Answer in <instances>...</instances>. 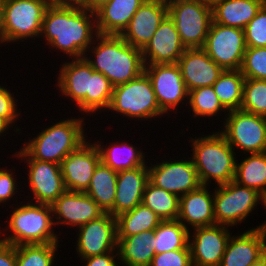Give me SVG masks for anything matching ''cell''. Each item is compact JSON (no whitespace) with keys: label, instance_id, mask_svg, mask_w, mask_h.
I'll list each match as a JSON object with an SVG mask.
<instances>
[{"label":"cell","instance_id":"cell-1","mask_svg":"<svg viewBox=\"0 0 266 266\" xmlns=\"http://www.w3.org/2000/svg\"><path fill=\"white\" fill-rule=\"evenodd\" d=\"M98 35L95 13L86 8L48 6L40 37L46 45L67 57L83 58Z\"/></svg>","mask_w":266,"mask_h":266},{"label":"cell","instance_id":"cell-2","mask_svg":"<svg viewBox=\"0 0 266 266\" xmlns=\"http://www.w3.org/2000/svg\"><path fill=\"white\" fill-rule=\"evenodd\" d=\"M61 65L55 80L59 93L74 101L80 113L93 115L98 111V114L107 112L113 94L110 80L96 72L84 57L74 58Z\"/></svg>","mask_w":266,"mask_h":266},{"label":"cell","instance_id":"cell-3","mask_svg":"<svg viewBox=\"0 0 266 266\" xmlns=\"http://www.w3.org/2000/svg\"><path fill=\"white\" fill-rule=\"evenodd\" d=\"M84 58L96 72L106 76L113 87L137 78L145 68L141 49L133 47L120 35L98 34Z\"/></svg>","mask_w":266,"mask_h":266},{"label":"cell","instance_id":"cell-4","mask_svg":"<svg viewBox=\"0 0 266 266\" xmlns=\"http://www.w3.org/2000/svg\"><path fill=\"white\" fill-rule=\"evenodd\" d=\"M190 139V155L201 185L210 186L214 180L218 186L234 180L236 152L219 131Z\"/></svg>","mask_w":266,"mask_h":266},{"label":"cell","instance_id":"cell-5","mask_svg":"<svg viewBox=\"0 0 266 266\" xmlns=\"http://www.w3.org/2000/svg\"><path fill=\"white\" fill-rule=\"evenodd\" d=\"M27 202L24 201L25 204L15 208L13 206L14 210L12 209L13 212L9 213L5 228L8 232L6 234L2 227L3 233L0 230V240L14 246L59 243V234L56 235L54 231L51 205ZM4 233V237L1 238V234Z\"/></svg>","mask_w":266,"mask_h":266},{"label":"cell","instance_id":"cell-6","mask_svg":"<svg viewBox=\"0 0 266 266\" xmlns=\"http://www.w3.org/2000/svg\"><path fill=\"white\" fill-rule=\"evenodd\" d=\"M84 117H69L47 126L35 137L22 144V148L36 160L60 164L88 138Z\"/></svg>","mask_w":266,"mask_h":266},{"label":"cell","instance_id":"cell-7","mask_svg":"<svg viewBox=\"0 0 266 266\" xmlns=\"http://www.w3.org/2000/svg\"><path fill=\"white\" fill-rule=\"evenodd\" d=\"M108 112L122 115L127 119L146 120L161 118L164 113L158 104L156 94L148 75L143 72L129 82L113 87Z\"/></svg>","mask_w":266,"mask_h":266},{"label":"cell","instance_id":"cell-8","mask_svg":"<svg viewBox=\"0 0 266 266\" xmlns=\"http://www.w3.org/2000/svg\"><path fill=\"white\" fill-rule=\"evenodd\" d=\"M48 6L47 0H4L2 45L39 39Z\"/></svg>","mask_w":266,"mask_h":266},{"label":"cell","instance_id":"cell-9","mask_svg":"<svg viewBox=\"0 0 266 266\" xmlns=\"http://www.w3.org/2000/svg\"><path fill=\"white\" fill-rule=\"evenodd\" d=\"M265 198L256 190L241 186L235 181L218 185L214 189V217L216 224L231 227L245 222Z\"/></svg>","mask_w":266,"mask_h":266},{"label":"cell","instance_id":"cell-10","mask_svg":"<svg viewBox=\"0 0 266 266\" xmlns=\"http://www.w3.org/2000/svg\"><path fill=\"white\" fill-rule=\"evenodd\" d=\"M219 132L234 149L247 154L266 152V117L241 109L226 113Z\"/></svg>","mask_w":266,"mask_h":266},{"label":"cell","instance_id":"cell-11","mask_svg":"<svg viewBox=\"0 0 266 266\" xmlns=\"http://www.w3.org/2000/svg\"><path fill=\"white\" fill-rule=\"evenodd\" d=\"M181 42L186 48H203L212 17V6L199 0H183L168 8Z\"/></svg>","mask_w":266,"mask_h":266},{"label":"cell","instance_id":"cell-12","mask_svg":"<svg viewBox=\"0 0 266 266\" xmlns=\"http://www.w3.org/2000/svg\"><path fill=\"white\" fill-rule=\"evenodd\" d=\"M18 150L12 156L27 163L30 202L52 205L66 191L60 164L33 159L22 147Z\"/></svg>","mask_w":266,"mask_h":266},{"label":"cell","instance_id":"cell-13","mask_svg":"<svg viewBox=\"0 0 266 266\" xmlns=\"http://www.w3.org/2000/svg\"><path fill=\"white\" fill-rule=\"evenodd\" d=\"M244 29L211 23L203 49L223 70H240L246 50Z\"/></svg>","mask_w":266,"mask_h":266},{"label":"cell","instance_id":"cell-14","mask_svg":"<svg viewBox=\"0 0 266 266\" xmlns=\"http://www.w3.org/2000/svg\"><path fill=\"white\" fill-rule=\"evenodd\" d=\"M144 72L151 80L158 104L164 114L170 115L171 111L177 110L182 101L187 107L189 92L177 63L145 64Z\"/></svg>","mask_w":266,"mask_h":266},{"label":"cell","instance_id":"cell-15","mask_svg":"<svg viewBox=\"0 0 266 266\" xmlns=\"http://www.w3.org/2000/svg\"><path fill=\"white\" fill-rule=\"evenodd\" d=\"M149 181L158 188L173 193L178 197L196 190L201 184L192 158L188 160H162L151 164Z\"/></svg>","mask_w":266,"mask_h":266},{"label":"cell","instance_id":"cell-16","mask_svg":"<svg viewBox=\"0 0 266 266\" xmlns=\"http://www.w3.org/2000/svg\"><path fill=\"white\" fill-rule=\"evenodd\" d=\"M76 251L79 258L117 252V219L110 213L77 228Z\"/></svg>","mask_w":266,"mask_h":266},{"label":"cell","instance_id":"cell-17","mask_svg":"<svg viewBox=\"0 0 266 266\" xmlns=\"http://www.w3.org/2000/svg\"><path fill=\"white\" fill-rule=\"evenodd\" d=\"M193 230V233L191 232ZM189 231V247L193 266H220L232 235L229 226L216 224Z\"/></svg>","mask_w":266,"mask_h":266},{"label":"cell","instance_id":"cell-18","mask_svg":"<svg viewBox=\"0 0 266 266\" xmlns=\"http://www.w3.org/2000/svg\"><path fill=\"white\" fill-rule=\"evenodd\" d=\"M101 162L95 143L86 140L75 151L70 152L60 163L66 190L86 192L95 168Z\"/></svg>","mask_w":266,"mask_h":266},{"label":"cell","instance_id":"cell-19","mask_svg":"<svg viewBox=\"0 0 266 266\" xmlns=\"http://www.w3.org/2000/svg\"><path fill=\"white\" fill-rule=\"evenodd\" d=\"M51 207L55 226L67 228L70 226L77 229L105 213L85 192L70 190L60 195Z\"/></svg>","mask_w":266,"mask_h":266},{"label":"cell","instance_id":"cell-20","mask_svg":"<svg viewBox=\"0 0 266 266\" xmlns=\"http://www.w3.org/2000/svg\"><path fill=\"white\" fill-rule=\"evenodd\" d=\"M185 50L174 21L167 15L141 52L144 64H173Z\"/></svg>","mask_w":266,"mask_h":266},{"label":"cell","instance_id":"cell-21","mask_svg":"<svg viewBox=\"0 0 266 266\" xmlns=\"http://www.w3.org/2000/svg\"><path fill=\"white\" fill-rule=\"evenodd\" d=\"M187 91L212 86L223 69L216 64L203 48H186L177 61Z\"/></svg>","mask_w":266,"mask_h":266},{"label":"cell","instance_id":"cell-22","mask_svg":"<svg viewBox=\"0 0 266 266\" xmlns=\"http://www.w3.org/2000/svg\"><path fill=\"white\" fill-rule=\"evenodd\" d=\"M167 15V7L153 0H146L133 15L120 36L133 47L142 50Z\"/></svg>","mask_w":266,"mask_h":266},{"label":"cell","instance_id":"cell-23","mask_svg":"<svg viewBox=\"0 0 266 266\" xmlns=\"http://www.w3.org/2000/svg\"><path fill=\"white\" fill-rule=\"evenodd\" d=\"M210 192L207 185H200L196 190L179 197L177 220L189 231L191 228L216 225L213 208L214 192Z\"/></svg>","mask_w":266,"mask_h":266},{"label":"cell","instance_id":"cell-24","mask_svg":"<svg viewBox=\"0 0 266 266\" xmlns=\"http://www.w3.org/2000/svg\"><path fill=\"white\" fill-rule=\"evenodd\" d=\"M266 253V238L258 226L230 237L220 266H250Z\"/></svg>","mask_w":266,"mask_h":266},{"label":"cell","instance_id":"cell-25","mask_svg":"<svg viewBox=\"0 0 266 266\" xmlns=\"http://www.w3.org/2000/svg\"><path fill=\"white\" fill-rule=\"evenodd\" d=\"M148 181V166L119 171L117 173L114 206L109 213L116 218L142 203L144 189Z\"/></svg>","mask_w":266,"mask_h":266},{"label":"cell","instance_id":"cell-26","mask_svg":"<svg viewBox=\"0 0 266 266\" xmlns=\"http://www.w3.org/2000/svg\"><path fill=\"white\" fill-rule=\"evenodd\" d=\"M146 0H110L95 12L98 34L120 35Z\"/></svg>","mask_w":266,"mask_h":266},{"label":"cell","instance_id":"cell-27","mask_svg":"<svg viewBox=\"0 0 266 266\" xmlns=\"http://www.w3.org/2000/svg\"><path fill=\"white\" fill-rule=\"evenodd\" d=\"M266 0H220L212 6L213 22L244 29Z\"/></svg>","mask_w":266,"mask_h":266},{"label":"cell","instance_id":"cell-28","mask_svg":"<svg viewBox=\"0 0 266 266\" xmlns=\"http://www.w3.org/2000/svg\"><path fill=\"white\" fill-rule=\"evenodd\" d=\"M119 264L122 266H150L155 253L153 231L128 237H117Z\"/></svg>","mask_w":266,"mask_h":266},{"label":"cell","instance_id":"cell-29","mask_svg":"<svg viewBox=\"0 0 266 266\" xmlns=\"http://www.w3.org/2000/svg\"><path fill=\"white\" fill-rule=\"evenodd\" d=\"M128 141L113 142L109 146L101 145L100 141H94L99 149L101 162L119 172L122 170H131L139 166L150 165L145 160L143 149L135 148V145L127 143ZM148 163V164H147Z\"/></svg>","mask_w":266,"mask_h":266},{"label":"cell","instance_id":"cell-30","mask_svg":"<svg viewBox=\"0 0 266 266\" xmlns=\"http://www.w3.org/2000/svg\"><path fill=\"white\" fill-rule=\"evenodd\" d=\"M248 155L240 163L236 160L233 181L256 190L266 199V152Z\"/></svg>","mask_w":266,"mask_h":266},{"label":"cell","instance_id":"cell-31","mask_svg":"<svg viewBox=\"0 0 266 266\" xmlns=\"http://www.w3.org/2000/svg\"><path fill=\"white\" fill-rule=\"evenodd\" d=\"M117 173L100 162L95 168L89 187L85 192L105 213H109L114 206Z\"/></svg>","mask_w":266,"mask_h":266},{"label":"cell","instance_id":"cell-32","mask_svg":"<svg viewBox=\"0 0 266 266\" xmlns=\"http://www.w3.org/2000/svg\"><path fill=\"white\" fill-rule=\"evenodd\" d=\"M117 237H128L144 231H154L162 222L149 207L143 203L134 209L124 212L116 217Z\"/></svg>","mask_w":266,"mask_h":266},{"label":"cell","instance_id":"cell-33","mask_svg":"<svg viewBox=\"0 0 266 266\" xmlns=\"http://www.w3.org/2000/svg\"><path fill=\"white\" fill-rule=\"evenodd\" d=\"M189 230L179 220L162 221L153 231L155 253L190 249Z\"/></svg>","mask_w":266,"mask_h":266},{"label":"cell","instance_id":"cell-34","mask_svg":"<svg viewBox=\"0 0 266 266\" xmlns=\"http://www.w3.org/2000/svg\"><path fill=\"white\" fill-rule=\"evenodd\" d=\"M244 80L240 70H223L212 85L221 104L228 111L240 109Z\"/></svg>","mask_w":266,"mask_h":266},{"label":"cell","instance_id":"cell-35","mask_svg":"<svg viewBox=\"0 0 266 266\" xmlns=\"http://www.w3.org/2000/svg\"><path fill=\"white\" fill-rule=\"evenodd\" d=\"M142 203L149 207L162 221L177 220L179 214V197L147 182Z\"/></svg>","mask_w":266,"mask_h":266},{"label":"cell","instance_id":"cell-36","mask_svg":"<svg viewBox=\"0 0 266 266\" xmlns=\"http://www.w3.org/2000/svg\"><path fill=\"white\" fill-rule=\"evenodd\" d=\"M187 106L189 109L191 108L189 111H192V117L197 118L199 116V119L200 117H209L208 119H210V117L213 118L217 114L219 116L222 112H229L221 104L212 86L200 87L189 91Z\"/></svg>","mask_w":266,"mask_h":266},{"label":"cell","instance_id":"cell-37","mask_svg":"<svg viewBox=\"0 0 266 266\" xmlns=\"http://www.w3.org/2000/svg\"><path fill=\"white\" fill-rule=\"evenodd\" d=\"M58 244L48 243L15 246L16 266H53L57 257L55 255L58 252Z\"/></svg>","mask_w":266,"mask_h":266},{"label":"cell","instance_id":"cell-38","mask_svg":"<svg viewBox=\"0 0 266 266\" xmlns=\"http://www.w3.org/2000/svg\"><path fill=\"white\" fill-rule=\"evenodd\" d=\"M240 109L266 117V80L245 78Z\"/></svg>","mask_w":266,"mask_h":266},{"label":"cell","instance_id":"cell-39","mask_svg":"<svg viewBox=\"0 0 266 266\" xmlns=\"http://www.w3.org/2000/svg\"><path fill=\"white\" fill-rule=\"evenodd\" d=\"M240 71L245 78L266 80V47H247Z\"/></svg>","mask_w":266,"mask_h":266},{"label":"cell","instance_id":"cell-40","mask_svg":"<svg viewBox=\"0 0 266 266\" xmlns=\"http://www.w3.org/2000/svg\"><path fill=\"white\" fill-rule=\"evenodd\" d=\"M247 47H266V3L244 28Z\"/></svg>","mask_w":266,"mask_h":266},{"label":"cell","instance_id":"cell-41","mask_svg":"<svg viewBox=\"0 0 266 266\" xmlns=\"http://www.w3.org/2000/svg\"><path fill=\"white\" fill-rule=\"evenodd\" d=\"M0 85V121L9 129L17 123L18 118H22L17 107V98L11 93L10 89ZM20 116V117H19Z\"/></svg>","mask_w":266,"mask_h":266},{"label":"cell","instance_id":"cell-42","mask_svg":"<svg viewBox=\"0 0 266 266\" xmlns=\"http://www.w3.org/2000/svg\"><path fill=\"white\" fill-rule=\"evenodd\" d=\"M150 266H193L190 249H177L155 254Z\"/></svg>","mask_w":266,"mask_h":266},{"label":"cell","instance_id":"cell-43","mask_svg":"<svg viewBox=\"0 0 266 266\" xmlns=\"http://www.w3.org/2000/svg\"><path fill=\"white\" fill-rule=\"evenodd\" d=\"M13 169L15 171V168H11L10 170L5 168H0V205L1 203H8L9 200L14 199L13 196L17 194V190H20L17 188V181L19 179H16L13 173Z\"/></svg>","mask_w":266,"mask_h":266},{"label":"cell","instance_id":"cell-44","mask_svg":"<svg viewBox=\"0 0 266 266\" xmlns=\"http://www.w3.org/2000/svg\"><path fill=\"white\" fill-rule=\"evenodd\" d=\"M118 259V252H107L102 255L82 258L86 264L85 266H120ZM116 259V260H115ZM118 261V262H117Z\"/></svg>","mask_w":266,"mask_h":266},{"label":"cell","instance_id":"cell-45","mask_svg":"<svg viewBox=\"0 0 266 266\" xmlns=\"http://www.w3.org/2000/svg\"><path fill=\"white\" fill-rule=\"evenodd\" d=\"M0 266H16L15 246L0 240Z\"/></svg>","mask_w":266,"mask_h":266},{"label":"cell","instance_id":"cell-46","mask_svg":"<svg viewBox=\"0 0 266 266\" xmlns=\"http://www.w3.org/2000/svg\"><path fill=\"white\" fill-rule=\"evenodd\" d=\"M49 6L66 8H86V0H47Z\"/></svg>","mask_w":266,"mask_h":266},{"label":"cell","instance_id":"cell-47","mask_svg":"<svg viewBox=\"0 0 266 266\" xmlns=\"http://www.w3.org/2000/svg\"><path fill=\"white\" fill-rule=\"evenodd\" d=\"M110 0H86V9L95 13L99 8L108 3Z\"/></svg>","mask_w":266,"mask_h":266},{"label":"cell","instance_id":"cell-48","mask_svg":"<svg viewBox=\"0 0 266 266\" xmlns=\"http://www.w3.org/2000/svg\"><path fill=\"white\" fill-rule=\"evenodd\" d=\"M3 15H4V0H0V44H2Z\"/></svg>","mask_w":266,"mask_h":266},{"label":"cell","instance_id":"cell-49","mask_svg":"<svg viewBox=\"0 0 266 266\" xmlns=\"http://www.w3.org/2000/svg\"><path fill=\"white\" fill-rule=\"evenodd\" d=\"M153 1L159 3L160 5H163V6L167 7V8H169L171 5L179 3V2H181L183 0H153Z\"/></svg>","mask_w":266,"mask_h":266},{"label":"cell","instance_id":"cell-50","mask_svg":"<svg viewBox=\"0 0 266 266\" xmlns=\"http://www.w3.org/2000/svg\"><path fill=\"white\" fill-rule=\"evenodd\" d=\"M250 266H266V253Z\"/></svg>","mask_w":266,"mask_h":266},{"label":"cell","instance_id":"cell-51","mask_svg":"<svg viewBox=\"0 0 266 266\" xmlns=\"http://www.w3.org/2000/svg\"><path fill=\"white\" fill-rule=\"evenodd\" d=\"M7 131L9 132V128L3 122L0 121V136H6V134H8Z\"/></svg>","mask_w":266,"mask_h":266},{"label":"cell","instance_id":"cell-52","mask_svg":"<svg viewBox=\"0 0 266 266\" xmlns=\"http://www.w3.org/2000/svg\"><path fill=\"white\" fill-rule=\"evenodd\" d=\"M264 209H266V199H265V202H264V205H263ZM258 228H260L266 238V221L264 220L263 224H260L258 226Z\"/></svg>","mask_w":266,"mask_h":266},{"label":"cell","instance_id":"cell-53","mask_svg":"<svg viewBox=\"0 0 266 266\" xmlns=\"http://www.w3.org/2000/svg\"><path fill=\"white\" fill-rule=\"evenodd\" d=\"M199 1H201V2L204 3V4H207V5L213 6L215 3H217V2L220 1V0H199Z\"/></svg>","mask_w":266,"mask_h":266}]
</instances>
